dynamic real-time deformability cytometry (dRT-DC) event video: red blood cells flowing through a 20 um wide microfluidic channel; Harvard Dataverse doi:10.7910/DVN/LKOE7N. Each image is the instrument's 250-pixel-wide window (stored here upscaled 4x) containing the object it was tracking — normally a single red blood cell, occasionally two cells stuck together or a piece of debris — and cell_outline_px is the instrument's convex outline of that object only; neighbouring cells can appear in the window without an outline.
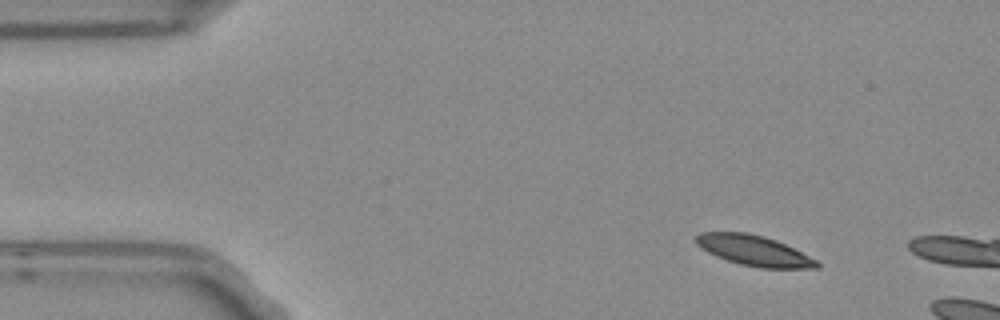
{"species": "Egyptian fruit bat (a non-hibernating species)", "species_latin": "Rousettus aegyptiacus", "temperature_condition": "room temperature", "stored_images_in_passage": 3, "camera_frame_rate_fps": 3000, "um_per_image_px": 0.085, "frame": {"image": 1, "passage_image": 1, "time_ms": 0.0, "image_size_px": [1000, 320], "cell_outline_px": [[820, 268], [760, 268], [740, 264], [716, 256], [700, 248], [696, 244], [696, 236], [700, 232], [744, 232], [764, 236], [776, 240], [816, 260], [820, 264]], "centroid_in_image_um": [64.06, 21.3], "position_along_channel_um": 20.9, "area_um2": 21.15}}